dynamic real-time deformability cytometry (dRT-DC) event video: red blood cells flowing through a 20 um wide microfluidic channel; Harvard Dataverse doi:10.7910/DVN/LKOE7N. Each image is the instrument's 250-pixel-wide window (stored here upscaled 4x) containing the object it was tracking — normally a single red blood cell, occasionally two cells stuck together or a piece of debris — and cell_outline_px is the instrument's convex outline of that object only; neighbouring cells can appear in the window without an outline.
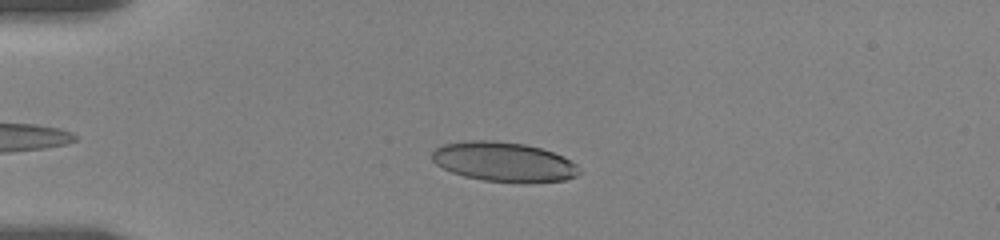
{"species": "human", "species_latin": "Homo sapiens", "temperature_condition": "room temperature", "stored_images_in_passage": 10, "camera_frame_rate_fps": 3000, "um_per_image_px": 0.085, "donor": {"sex": "female"}, "frame": {"image": 1, "passage_image": 5, "time_ms": 2.667, "image_size_px": [1000, 240], "cell_outline_px": [[580, 172], [576, 176], [564, 180], [524, 184], [520, 184], [484, 180], [464, 176], [452, 172], [436, 164], [432, 160], [432, 152], [436, 148], [444, 144], [464, 140], [492, 140], [524, 144], [540, 148], [564, 156], [576, 164], [580, 168]], "centroid_in_image_um": [42.84, 13.77], "position_along_channel_um": 42.2, "area_um2": 34.28}}
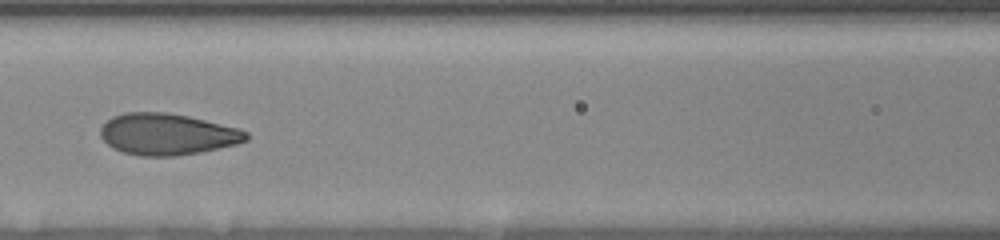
{"frame": {"image": 2, "passage_image": 9, "time_ms": 6.667, "image_size_px": [1000, 240], "cell_outline_px": [[248, 140], [236, 144], [200, 152], [172, 156], [140, 156], [124, 152], [112, 148], [100, 136], [100, 128], [112, 116], [124, 112], [164, 112], [188, 116], [240, 128], [248, 132]], "centroid_in_image_um": [14.21, 11.4], "position_along_channel_um": 152.4, "area_um2": 35.2}}
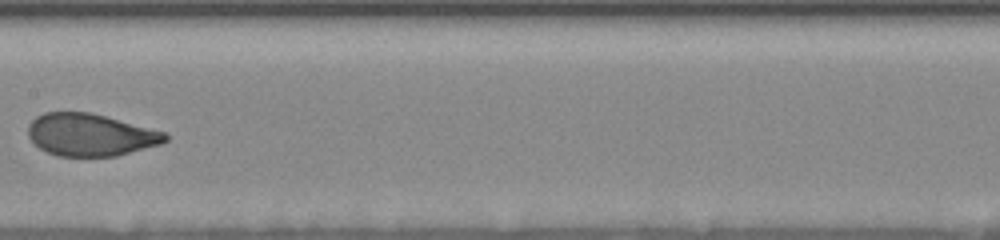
{"frame": {"image": 3, "passage_image": 10, "time_ms": 8.0, "image_size_px": [1000, 240], "cell_outline_px": [[168, 140], [160, 144], [116, 156], [60, 156], [48, 152], [40, 148], [28, 136], [28, 124], [36, 116], [44, 112], [92, 112], [164, 132], [168, 136]], "centroid_in_image_um": [7.67, 11.45], "position_along_channel_um": 199.7, "area_um2": 33.64}}